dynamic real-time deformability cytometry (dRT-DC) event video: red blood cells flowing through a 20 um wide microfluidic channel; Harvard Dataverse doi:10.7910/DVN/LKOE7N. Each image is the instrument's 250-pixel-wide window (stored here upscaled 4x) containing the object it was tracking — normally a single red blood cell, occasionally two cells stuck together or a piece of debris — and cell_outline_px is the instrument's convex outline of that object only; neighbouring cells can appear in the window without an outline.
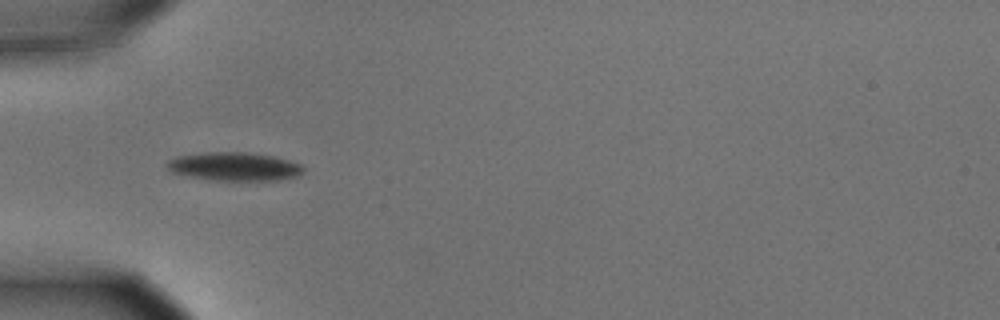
{"species": "common noctule bat (a hibernating species)", "species_latin": "Nyctalus noctula", "temperature_condition": "cold", "stored_images_in_passage": 6, "camera_frame_rate_fps": 3000, "um_per_image_px": 0.085, "animal": {"sex": "male", "body_mass_g": 15.6}, "frame": {"image": 1, "passage_image": 5, "time_ms": 1.333, "image_size_px": [1000, 320], "cell_outline_px": [[304, 172], [296, 176], [280, 180], [212, 180], [188, 176], [172, 172], [164, 164], [168, 160], [176, 156], [204, 152], [244, 152], [272, 156], [288, 160], [300, 164], [304, 168]], "centroid_in_image_um": [19.88, 14.15], "position_along_channel_um": 65.1, "area_um2": 22.6}}
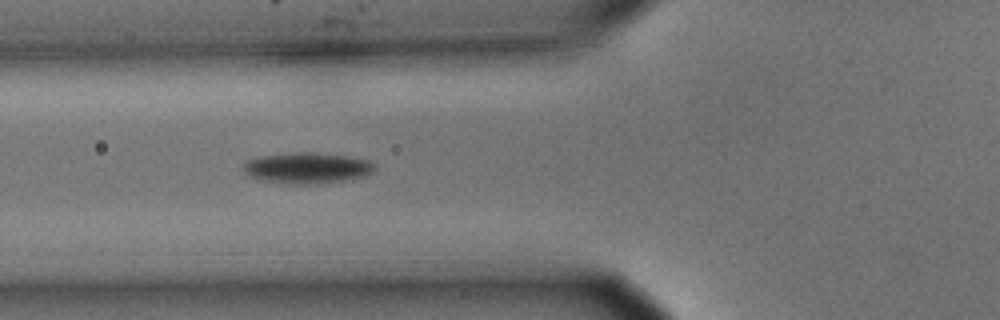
{"frame": {"image": 2, "passage_image": 6, "time_ms": 1.667, "image_size_px": [1000, 320], "cell_outline_px": [[376, 168], [372, 172], [364, 176], [344, 180], [320, 184], [288, 184], [264, 180], [248, 176], [240, 168], [248, 160], [260, 156], [300, 152], [312, 152], [352, 156], [368, 160], [376, 164]], "centroid_in_image_um": [26.12, 14.28], "position_along_channel_um": 99.7, "area_um2": 23.87}}